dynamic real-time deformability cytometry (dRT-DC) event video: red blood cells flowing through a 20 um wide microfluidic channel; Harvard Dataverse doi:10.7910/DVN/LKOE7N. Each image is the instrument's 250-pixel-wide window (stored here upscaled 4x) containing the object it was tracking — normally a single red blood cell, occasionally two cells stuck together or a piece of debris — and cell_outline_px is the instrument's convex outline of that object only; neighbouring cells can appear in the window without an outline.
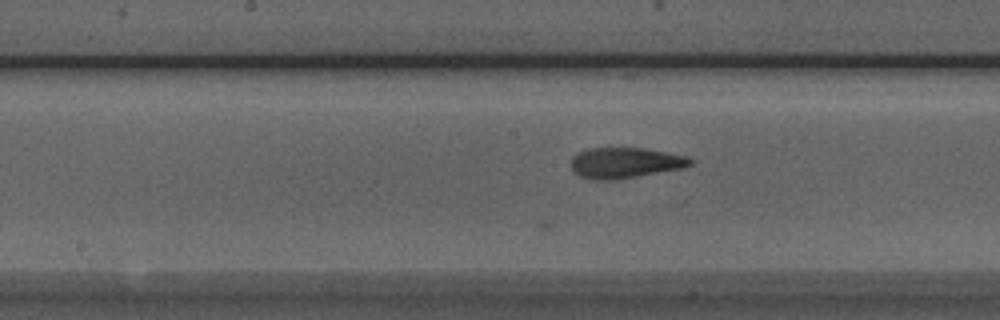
{"species": "Egyptian fruit bat (a non-hibernating species)", "species_latin": "Rousettus aegyptiacus", "temperature_condition": "room temperature", "stored_images_in_passage": 13, "camera_frame_rate_fps": 3000, "um_per_image_px": 0.085, "animal": {"sex": "male"}, "frame": {"image": 1, "passage_image": 11, "time_ms": 3.333, "image_size_px": [1000, 320], "cell_outline_px": [[692, 164], [684, 168], [612, 180], [592, 180], [580, 176], [572, 168], [572, 156], [588, 148], [644, 148], [684, 156], [692, 160]], "centroid_in_image_um": [53.11, 13.84], "position_along_channel_um": 195.1, "area_um2": 20.98}}